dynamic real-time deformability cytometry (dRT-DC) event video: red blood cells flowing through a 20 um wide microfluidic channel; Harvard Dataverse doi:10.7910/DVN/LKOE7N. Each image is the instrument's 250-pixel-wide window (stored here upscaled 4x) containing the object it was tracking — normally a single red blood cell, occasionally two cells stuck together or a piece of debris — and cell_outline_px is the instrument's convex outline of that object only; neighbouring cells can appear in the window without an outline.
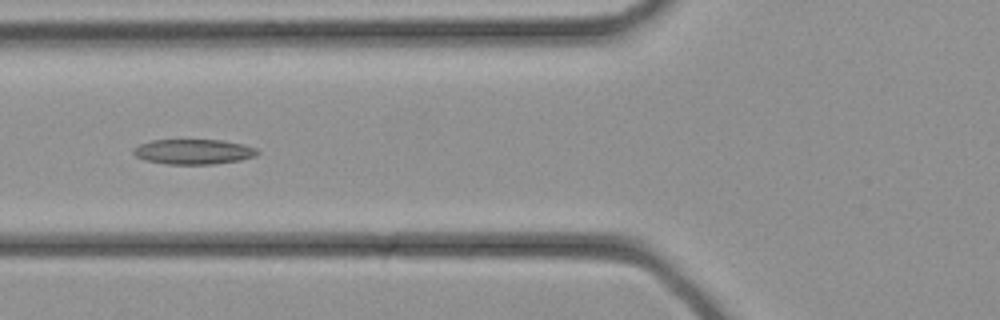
{"species": "common noctule bat (a hibernating species)", "species_latin": "Nyctalus noctula", "temperature_condition": "cold", "stored_images_in_passage": 14, "camera_frame_rate_fps": 3000, "um_per_image_px": 0.085, "animal": {"sex": "female", "body_mass_g": 21.9}, "frame": {"image": 1, "passage_image": 8, "time_ms": 2.333, "image_size_px": [1000, 320], "cell_outline_px": [[260, 152], [256, 156], [240, 160], [212, 164], [168, 164], [144, 160], [136, 156], [132, 152], [140, 144], [152, 140], [224, 140], [244, 144], [256, 148]], "centroid_in_image_um": [16.49, 12.89], "position_along_channel_um": 109.3, "area_um2": 18.09}}
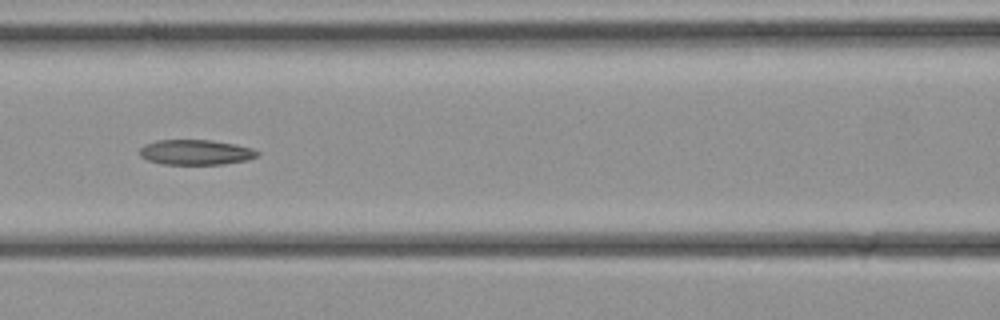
{"frame": {"image": 2, "passage_image": 10, "time_ms": 3.0, "image_size_px": [1000, 320], "cell_outline_px": [[260, 152], [256, 156], [248, 160], [224, 164], [160, 164], [148, 160], [140, 156], [140, 148], [144, 144], [156, 140], [212, 140], [236, 144], [252, 148]], "centroid_in_image_um": [16.63, 12.94], "position_along_channel_um": 150.0, "area_um2": 17.34}}
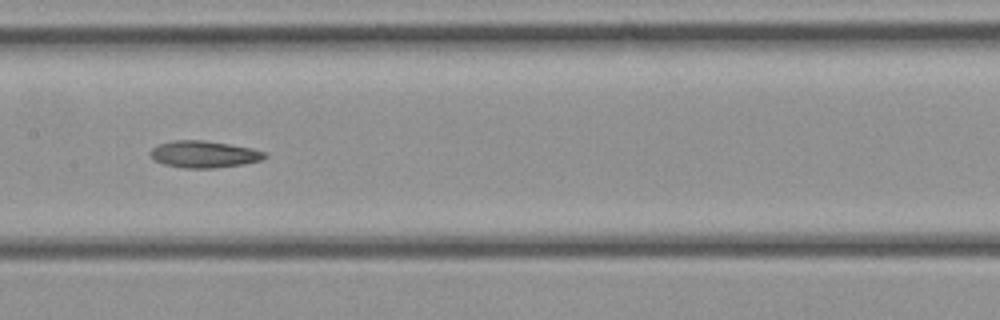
{"frame": {"image": 3, "passage_image": 12, "time_ms": 3.667, "image_size_px": [1000, 320], "cell_outline_px": [[268, 156], [264, 160], [244, 164], [212, 168], [184, 168], [164, 164], [152, 160], [148, 152], [156, 144], [172, 140], [204, 140], [252, 148], [268, 152]], "centroid_in_image_um": [17.33, 13.11], "position_along_channel_um": 190.1, "area_um2": 18.26}}